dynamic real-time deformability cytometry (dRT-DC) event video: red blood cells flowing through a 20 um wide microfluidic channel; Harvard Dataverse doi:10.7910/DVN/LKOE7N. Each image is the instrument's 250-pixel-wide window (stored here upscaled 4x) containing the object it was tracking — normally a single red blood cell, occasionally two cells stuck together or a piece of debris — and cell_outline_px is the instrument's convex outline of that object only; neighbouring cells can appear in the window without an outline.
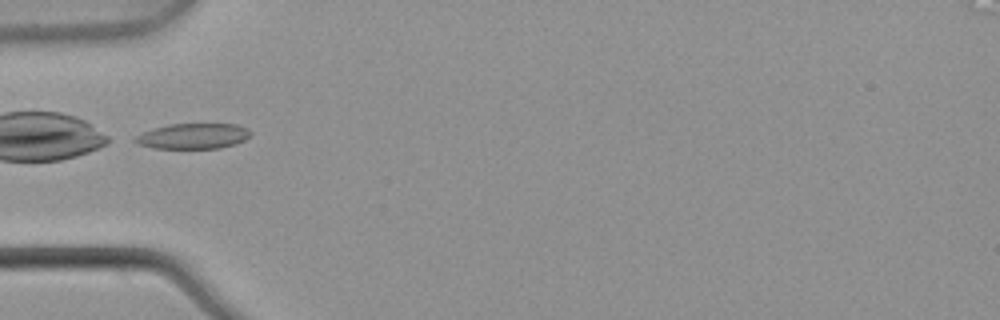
{"species": "common noctule bat (a hibernating species)", "species_latin": "Nyctalus noctula", "temperature_condition": "warm", "stored_images_in_passage": 1, "camera_frame_rate_fps": 3000, "um_per_image_px": 0.085, "animal": {"sex": "male", "body_mass_g": 21.5, "forearm_length_mm": 52.0}, "frame": {"image": 1, "passage_image": 1, "time_ms": 0.0, "image_size_px": [1000, 320], "cell_outline_px": [[252, 132], [244, 140], [236, 144], [220, 148], [152, 148], [140, 144], [132, 140], [136, 136], [152, 128], [168, 124], [236, 124], [248, 128]], "centroid_in_image_um": [16.42, 11.56], "position_along_channel_um": 68.6, "area_um2": 17.11}}